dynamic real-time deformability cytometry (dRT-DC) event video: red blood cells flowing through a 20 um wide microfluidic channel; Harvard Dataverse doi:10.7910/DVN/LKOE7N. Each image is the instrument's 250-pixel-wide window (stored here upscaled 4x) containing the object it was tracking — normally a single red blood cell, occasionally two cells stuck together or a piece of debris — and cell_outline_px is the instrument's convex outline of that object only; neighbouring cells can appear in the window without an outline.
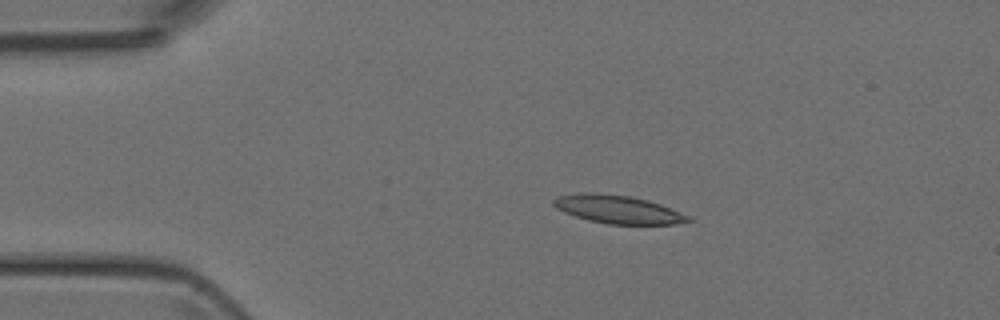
{"species": "Egyptian fruit bat (a non-hibernating species)", "species_latin": "Rousettus aegyptiacus", "temperature_condition": "room temperature", "stored_images_in_passage": 3, "camera_frame_rate_fps": 3000, "um_per_image_px": 0.085, "animal": {"sex": "female"}, "frame": {"image": 1, "passage_image": 2, "time_ms": 1.333, "image_size_px": [1000, 320], "cell_outline_px": [[692, 220], [676, 224], [608, 224], [588, 220], [564, 212], [556, 208], [552, 204], [552, 200], [560, 196], [580, 192], [596, 192], [632, 196], [648, 200], [660, 204], [692, 216]], "centroid_in_image_um": [52.53, 17.79], "position_along_channel_um": 32.5, "area_um2": 22.25}}